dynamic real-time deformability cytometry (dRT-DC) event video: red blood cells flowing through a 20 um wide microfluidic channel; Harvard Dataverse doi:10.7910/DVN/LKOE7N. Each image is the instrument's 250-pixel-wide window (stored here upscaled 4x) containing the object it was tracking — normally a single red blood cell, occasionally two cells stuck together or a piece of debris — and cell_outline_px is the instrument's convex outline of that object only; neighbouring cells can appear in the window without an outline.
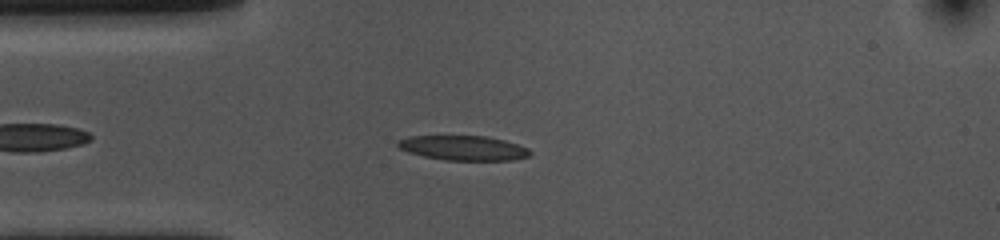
{"species": "common noctule bat (a hibernating species)", "species_latin": "Nyctalus noctula", "temperature_condition": "cold", "stored_images_in_passage": 32, "camera_frame_rate_fps": 3000, "um_per_image_px": 0.085, "animal": {"sex": "female", "body_mass_g": 10.0, "forearm_length_mm": 53.1}, "frame": {"image": 1, "passage_image": 6, "time_ms": 1.667, "image_size_px": [1000, 240], "cell_outline_px": [[532, 152], [528, 156], [512, 160], [444, 160], [424, 156], [408, 152], [400, 148], [396, 144], [396, 140], [408, 136], [488, 136], [504, 140], [528, 148]], "centroid_in_image_um": [39.36, 12.57], "position_along_channel_um": 45.6, "area_um2": 19.02}}
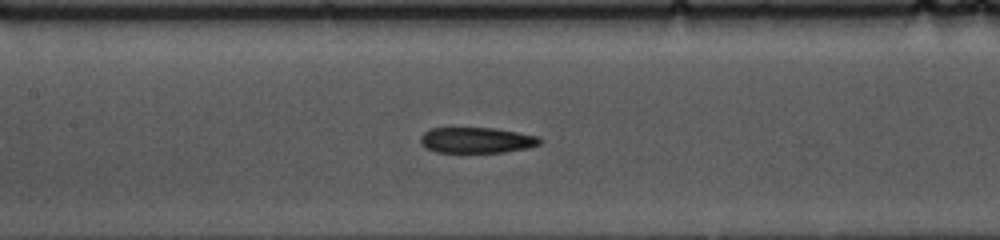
{"frame": {"image": 2, "passage_image": 17, "time_ms": 5.333, "image_size_px": [1000, 240], "cell_outline_px": [[544, 140], [540, 144], [528, 148], [504, 152], [436, 152], [424, 148], [420, 144], [420, 136], [424, 132], [432, 128], [492, 128], [540, 136]], "centroid_in_image_um": [40.51, 11.92], "position_along_channel_um": 166.9, "area_um2": 18.03}}
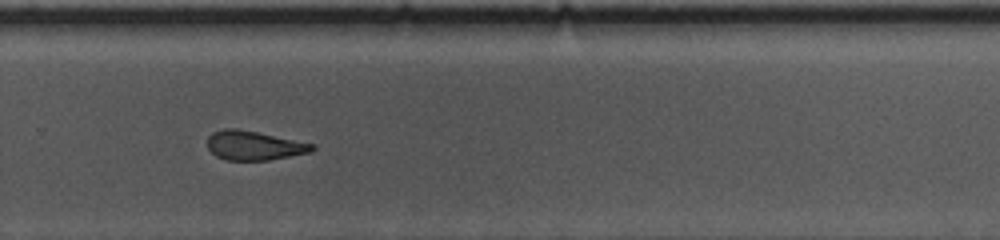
{"frame": {"image": 3, "passage_image": 29, "time_ms": 9.333, "image_size_px": [1000, 240], "cell_outline_px": [[316, 148], [312, 152], [268, 160], [224, 160], [216, 156], [208, 148], [208, 136], [212, 132], [224, 128], [236, 128], [316, 144]], "centroid_in_image_um": [21.6, 12.37], "position_along_channel_um": 308.2, "area_um2": 17.86}}